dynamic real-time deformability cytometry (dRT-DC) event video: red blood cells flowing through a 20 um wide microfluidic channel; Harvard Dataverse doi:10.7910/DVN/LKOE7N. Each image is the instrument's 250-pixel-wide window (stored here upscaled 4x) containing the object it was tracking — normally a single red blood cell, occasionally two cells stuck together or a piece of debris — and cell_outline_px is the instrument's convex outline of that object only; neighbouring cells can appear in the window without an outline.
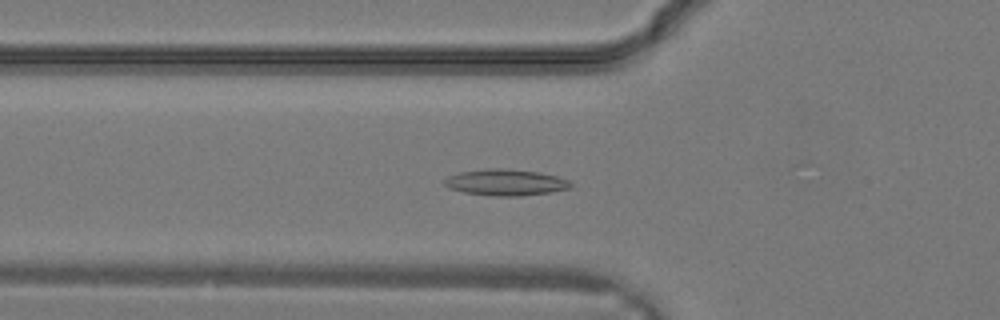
{"species": "common noctule bat (a hibernating species)", "species_latin": "Nyctalus noctula", "temperature_condition": "warm", "stored_images_in_passage": 23, "camera_frame_rate_fps": 3000, "um_per_image_px": 0.085, "animal": {"sex": "male", "body_mass_g": 19.2, "forearm_length_mm": 51.8}, "frame": {"image": 1, "passage_image": 11, "time_ms": 3.333, "image_size_px": [1000, 320], "cell_outline_px": [[572, 188], [552, 192], [520, 196], [492, 196], [464, 192], [448, 188], [444, 184], [444, 180], [448, 176], [460, 172], [484, 168], [508, 168], [540, 172], [556, 176], [568, 180], [572, 184]], "centroid_in_image_um": [42.99, 15.5], "position_along_channel_um": 82.8, "area_um2": 19.59}}
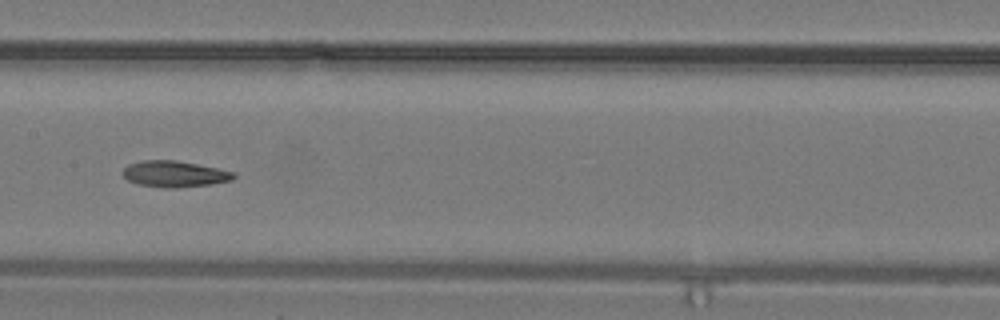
{"frame": {"image": 2, "passage_image": 16, "time_ms": 5.0, "image_size_px": [1000, 320], "cell_outline_px": [[236, 176], [232, 180], [212, 184], [180, 188], [164, 188], [136, 184], [128, 180], [120, 172], [128, 164], [140, 160], [176, 160], [236, 172]], "centroid_in_image_um": [14.81, 14.79], "position_along_channel_um": 192.6, "area_um2": 17.17}}
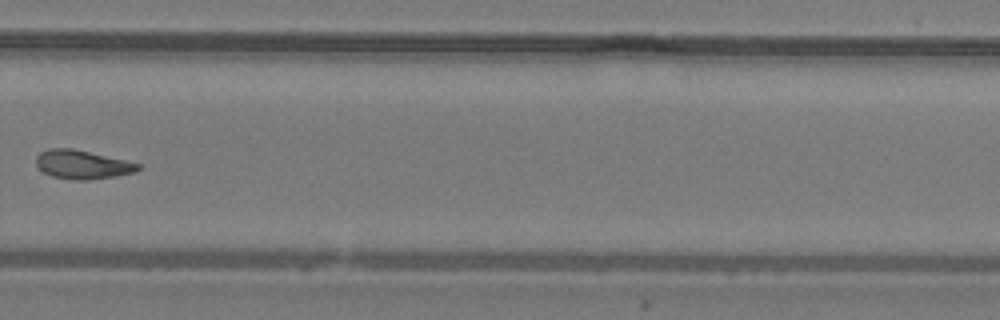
{"frame": {"image": 3, "passage_image": 22, "time_ms": 7.0, "image_size_px": [1000, 320], "cell_outline_px": [[140, 168], [136, 172], [88, 180], [72, 180], [52, 176], [44, 172], [36, 164], [36, 156], [40, 152], [48, 148], [72, 148], [124, 160], [140, 164]], "centroid_in_image_um": [6.96, 13.98], "position_along_channel_um": 322.8, "area_um2": 16.88}}